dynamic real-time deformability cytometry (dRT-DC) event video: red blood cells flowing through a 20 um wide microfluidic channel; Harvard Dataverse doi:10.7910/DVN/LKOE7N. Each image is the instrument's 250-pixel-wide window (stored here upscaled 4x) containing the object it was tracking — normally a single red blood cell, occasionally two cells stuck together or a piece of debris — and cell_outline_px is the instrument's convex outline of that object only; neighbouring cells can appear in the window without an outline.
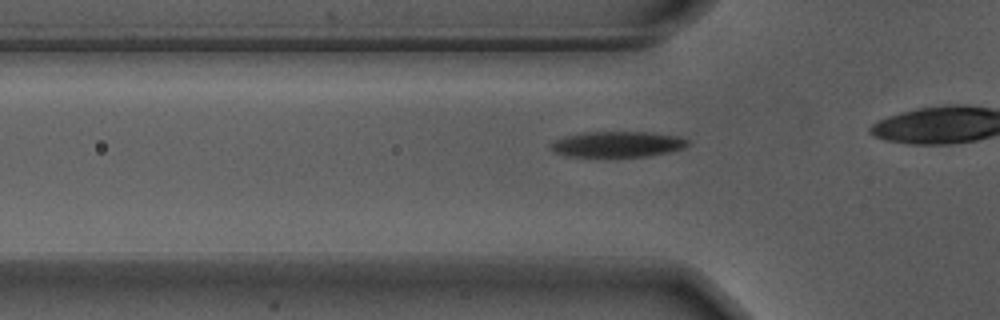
{"species": "Egyptian fruit bat (a non-hibernating species)", "species_latin": "Rousettus aegyptiacus", "temperature_condition": "warm", "stored_images_in_passage": 18, "camera_frame_rate_fps": 3000, "um_per_image_px": 0.085, "animal": {"sex": "male"}, "frame": {"image": 1, "passage_image": 12, "time_ms": 3.667, "image_size_px": [1000, 320], "cell_outline_px": [[688, 144], [684, 148], [668, 152], [648, 156], [568, 156], [552, 152], [548, 148], [548, 144], [556, 140], [568, 136], [584, 132], [648, 132], [680, 136], [688, 140]], "centroid_in_image_um": [52.46, 12.26], "position_along_channel_um": 73.3, "area_um2": 20.46}}
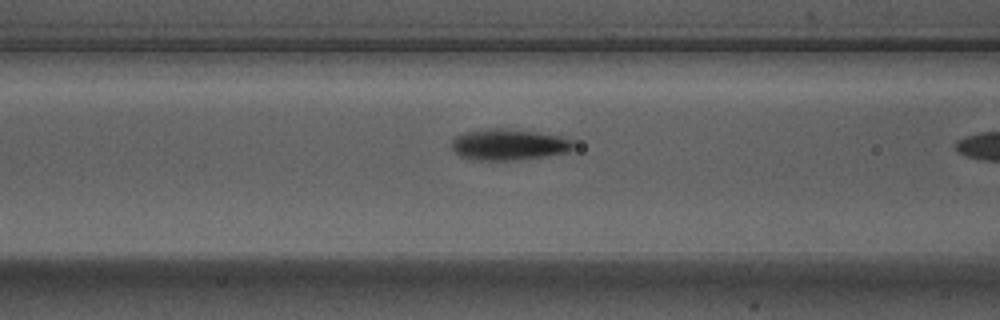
{"frame": {"image": 2, "passage_image": 16, "time_ms": 5.0, "image_size_px": [1000, 320], "cell_outline_px": [[576, 144], [568, 152], [544, 156], [512, 160], [468, 160], [460, 156], [448, 144], [452, 136], [464, 132], [488, 128], [508, 128], [536, 132], [560, 136], [572, 140]], "centroid_in_image_um": [43.16, 12.28], "position_along_channel_um": 123.4, "area_um2": 22.48}}